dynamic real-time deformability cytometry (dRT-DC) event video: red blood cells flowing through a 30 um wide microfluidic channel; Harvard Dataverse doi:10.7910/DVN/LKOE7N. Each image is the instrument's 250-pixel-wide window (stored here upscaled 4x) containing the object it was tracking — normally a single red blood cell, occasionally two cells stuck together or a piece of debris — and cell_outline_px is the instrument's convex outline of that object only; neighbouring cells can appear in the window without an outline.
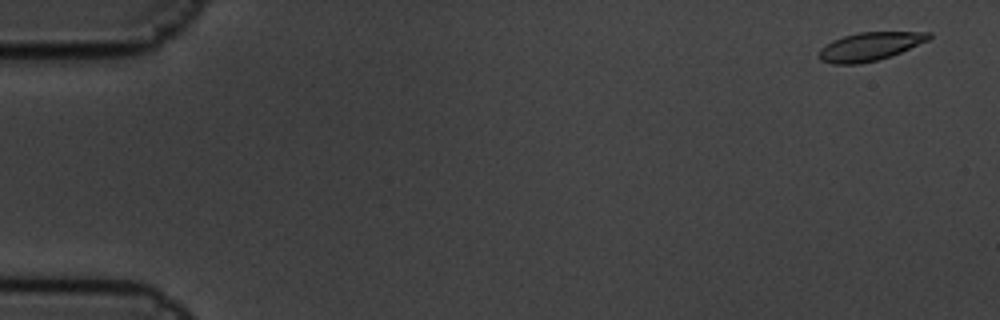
{"species": "common noctule bat (a hibernating species)", "species_latin": "Nyctalus noctula", "temperature_condition": "cold", "stored_images_in_passage": 8, "camera_frame_rate_fps": 3000, "um_per_image_px": 0.085, "animal": {"sex": "male", "body_mass_g": 19.5, "forearm_length_mm": 54.6}, "frame": {"image": 1, "passage_image": 1, "time_ms": 0.0, "image_size_px": [1000, 320], "cell_outline_px": [[932, 36], [928, 40], [892, 56], [860, 64], [832, 64], [820, 60], [816, 56], [820, 48], [832, 40], [844, 36], [860, 32], [932, 32]], "centroid_in_image_um": [73.89, 3.96], "position_along_channel_um": 11.1, "area_um2": 18.26}}
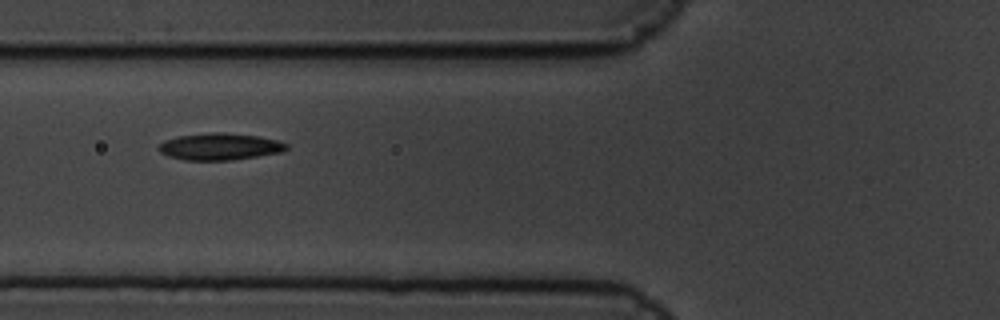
{"frame": {"image": 2, "passage_image": 7, "time_ms": 2.0, "image_size_px": [1000, 320], "cell_outline_px": [[288, 148], [284, 152], [232, 160], [184, 160], [168, 156], [160, 152], [156, 148], [164, 140], [180, 136], [212, 132], [224, 132], [256, 136], [276, 140], [288, 144]], "centroid_in_image_um": [18.68, 12.47], "position_along_channel_um": 107.1, "area_um2": 20.0}}
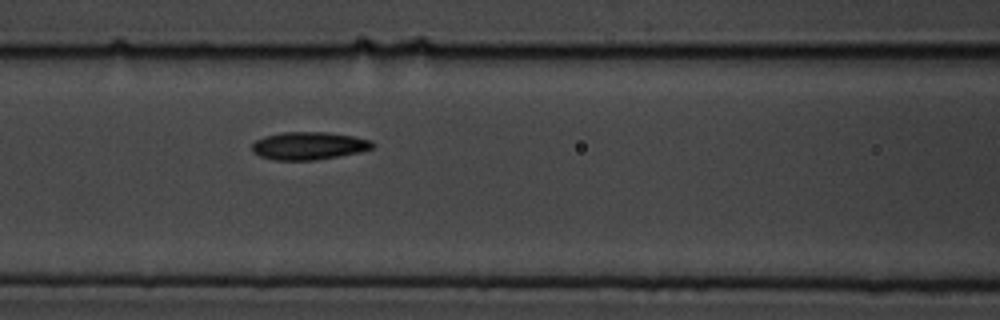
{"frame": {"image": 3, "passage_image": 8, "time_ms": 2.333, "image_size_px": [1000, 320], "cell_outline_px": [[376, 144], [372, 148], [360, 152], [316, 160], [272, 160], [260, 156], [252, 152], [252, 144], [256, 140], [264, 136], [284, 132], [324, 132], [352, 136], [372, 140]], "centroid_in_image_um": [26.24, 12.39], "position_along_channel_um": 140.4, "area_um2": 19.54}}